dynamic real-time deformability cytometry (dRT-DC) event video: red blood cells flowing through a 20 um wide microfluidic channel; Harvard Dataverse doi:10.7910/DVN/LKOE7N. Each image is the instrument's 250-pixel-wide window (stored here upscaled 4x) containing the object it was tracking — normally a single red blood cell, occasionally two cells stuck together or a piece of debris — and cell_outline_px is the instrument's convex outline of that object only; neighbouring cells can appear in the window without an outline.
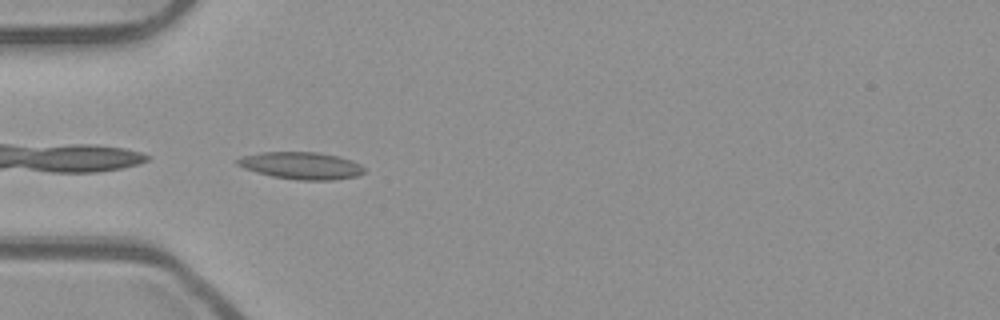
{"species": "common noctule bat (a hibernating species)", "species_latin": "Nyctalus noctula", "temperature_condition": "room temperature", "stored_images_in_passage": 38, "camera_frame_rate_fps": 3000, "um_per_image_px": 0.085, "animal": {"sex": "male", "body_mass_g": 23.1, "forearm_length_mm": 52.7}, "frame": {"image": 1, "passage_image": 1, "time_ms": 0.0, "image_size_px": [1000, 320], "cell_outline_px": [[364, 172], [356, 176], [332, 180], [300, 180], [272, 176], [256, 172], [244, 168], [236, 164], [236, 160], [240, 156], [260, 152], [316, 152], [336, 156], [352, 160], [360, 164], [364, 168]], "centroid_in_image_um": [25.57, 14.07], "position_along_channel_um": 59.4, "area_um2": 20.0}}
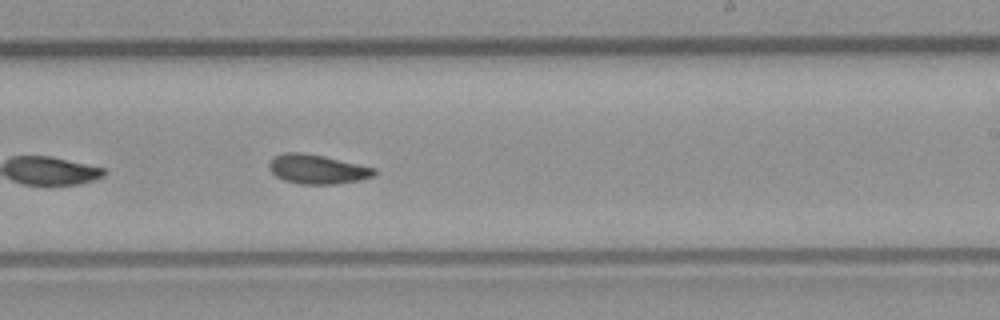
{"frame": {"image": 2, "passage_image": 17, "time_ms": 5.333, "image_size_px": [1000, 320], "cell_outline_px": [[376, 176], [360, 180], [336, 184], [300, 184], [284, 180], [276, 176], [268, 168], [268, 164], [272, 156], [284, 152], [300, 152], [324, 156], [376, 168]], "centroid_in_image_um": [26.96, 14.38], "position_along_channel_um": 262.0, "area_um2": 18.15}}
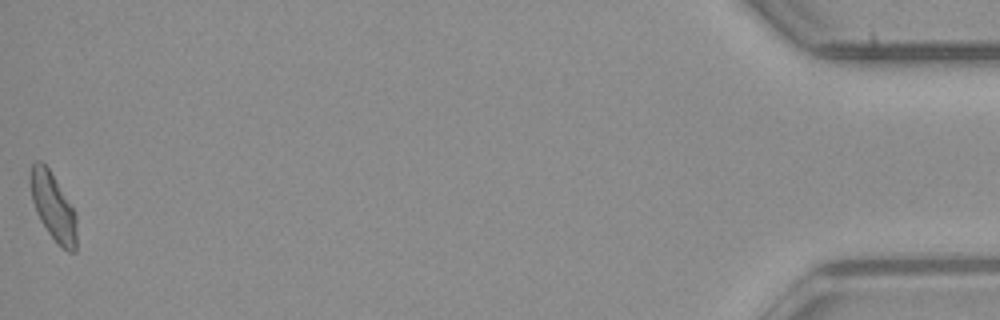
{"frame": {"image": 3, "passage_image": 38, "time_ms": 12.333, "image_size_px": [1000, 320], "cell_outline_px": [[76, 252], [68, 252], [48, 232], [40, 220], [36, 212], [32, 200], [28, 180], [28, 176], [32, 164], [36, 160], [40, 160], [48, 168], [72, 208], [76, 216]], "centroid_in_image_um": [4.47, 17.54], "position_along_channel_um": 430.7, "area_um2": 17.86}, "authors_computed_cell_mechanics": {"area_um2": 17.629, "velocity_mm_per_s": 3.8493, "shape_relaxation_time_tau1_ms": 4.6876, "shape_relaxation_time_tau2_ms": 3.3072, "deformation_change_tau1": 0.1287, "deformation_change_tau2": 0.0838}}